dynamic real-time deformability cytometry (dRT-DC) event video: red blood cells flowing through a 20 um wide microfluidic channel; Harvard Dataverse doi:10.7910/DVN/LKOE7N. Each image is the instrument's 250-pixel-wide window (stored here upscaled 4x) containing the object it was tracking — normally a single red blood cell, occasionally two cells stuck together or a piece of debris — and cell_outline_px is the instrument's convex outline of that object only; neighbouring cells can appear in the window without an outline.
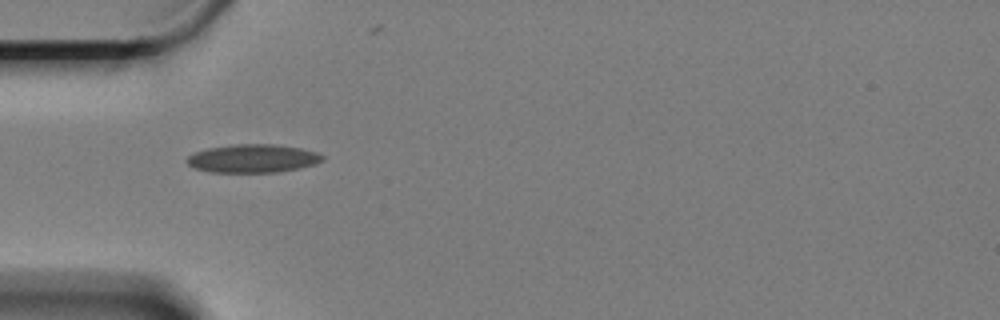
{"species": "Egyptian fruit bat (a non-hibernating species)", "species_latin": "Rousettus aegyptiacus", "temperature_condition": "cold", "stored_images_in_passage": 16, "camera_frame_rate_fps": 3000, "um_per_image_px": 0.085, "animal": {"sex": "female"}, "frame": {"image": 1, "passage_image": 1, "time_ms": 0.0, "image_size_px": [1000, 320], "cell_outline_px": [[324, 160], [316, 164], [300, 168], [276, 172], [212, 172], [192, 168], [184, 160], [188, 156], [196, 152], [208, 148], [232, 144], [272, 144], [300, 148], [316, 152], [324, 156]], "centroid_in_image_um": [21.48, 13.47], "position_along_channel_um": 63.5, "area_um2": 22.43}}
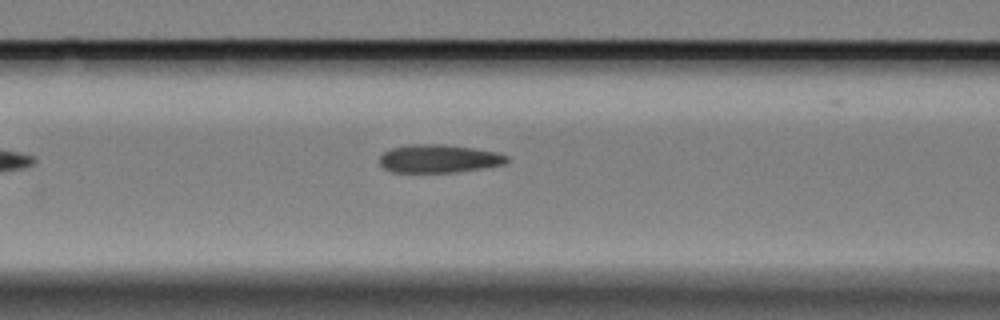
{"frame": {"image": 2, "passage_image": 7, "time_ms": 2.0, "image_size_px": [1000, 320], "cell_outline_px": [[508, 160], [504, 164], [484, 168], [456, 172], [392, 172], [384, 168], [380, 164], [380, 156], [384, 152], [392, 148], [408, 144], [444, 144], [472, 148], [496, 152], [508, 156]], "centroid_in_image_um": [37.29, 13.48], "position_along_channel_um": 129.3, "area_um2": 20.87}}
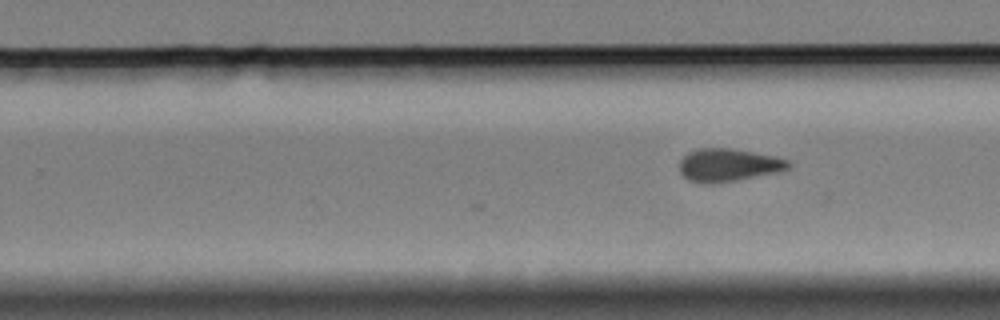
{"frame": {"image": 3, "passage_image": 16, "time_ms": 5.0, "image_size_px": [1000, 320], "cell_outline_px": [[792, 164], [788, 168], [780, 172], [736, 180], [688, 180], [680, 172], [680, 160], [688, 152], [700, 148], [732, 148], [776, 156], [788, 160]], "centroid_in_image_um": [61.98, 13.97], "position_along_channel_um": 267.8, "area_um2": 20.23}}